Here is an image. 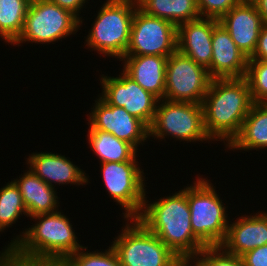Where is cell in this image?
<instances>
[{"instance_id": "6da1fadb", "label": "cell", "mask_w": 267, "mask_h": 266, "mask_svg": "<svg viewBox=\"0 0 267 266\" xmlns=\"http://www.w3.org/2000/svg\"><path fill=\"white\" fill-rule=\"evenodd\" d=\"M69 219L61 210L30 217L35 223L0 251L3 266H60L83 247Z\"/></svg>"}, {"instance_id": "7a4b0ae2", "label": "cell", "mask_w": 267, "mask_h": 266, "mask_svg": "<svg viewBox=\"0 0 267 266\" xmlns=\"http://www.w3.org/2000/svg\"><path fill=\"white\" fill-rule=\"evenodd\" d=\"M171 194L154 201L145 196L137 219L179 258H193L206 246L192 231L188 184Z\"/></svg>"}, {"instance_id": "3957f363", "label": "cell", "mask_w": 267, "mask_h": 266, "mask_svg": "<svg viewBox=\"0 0 267 266\" xmlns=\"http://www.w3.org/2000/svg\"><path fill=\"white\" fill-rule=\"evenodd\" d=\"M254 102L247 79H212L202 102L205 130L227 148L241 131Z\"/></svg>"}, {"instance_id": "277c9868", "label": "cell", "mask_w": 267, "mask_h": 266, "mask_svg": "<svg viewBox=\"0 0 267 266\" xmlns=\"http://www.w3.org/2000/svg\"><path fill=\"white\" fill-rule=\"evenodd\" d=\"M137 0H106L98 9L84 45L99 55L121 60L130 40L132 18Z\"/></svg>"}, {"instance_id": "5b68a950", "label": "cell", "mask_w": 267, "mask_h": 266, "mask_svg": "<svg viewBox=\"0 0 267 266\" xmlns=\"http://www.w3.org/2000/svg\"><path fill=\"white\" fill-rule=\"evenodd\" d=\"M197 175L188 184V203L194 235L206 246H220L225 240L230 218L210 179ZM196 180V181H195Z\"/></svg>"}, {"instance_id": "8992f818", "label": "cell", "mask_w": 267, "mask_h": 266, "mask_svg": "<svg viewBox=\"0 0 267 266\" xmlns=\"http://www.w3.org/2000/svg\"><path fill=\"white\" fill-rule=\"evenodd\" d=\"M124 227L110 244L121 266H175V255L154 233L137 218L125 219ZM127 221V222H126Z\"/></svg>"}, {"instance_id": "52a82bcc", "label": "cell", "mask_w": 267, "mask_h": 266, "mask_svg": "<svg viewBox=\"0 0 267 266\" xmlns=\"http://www.w3.org/2000/svg\"><path fill=\"white\" fill-rule=\"evenodd\" d=\"M80 27V20L68 10L49 0H31L22 31L11 45L55 44L76 34Z\"/></svg>"}, {"instance_id": "ba28073f", "label": "cell", "mask_w": 267, "mask_h": 266, "mask_svg": "<svg viewBox=\"0 0 267 266\" xmlns=\"http://www.w3.org/2000/svg\"><path fill=\"white\" fill-rule=\"evenodd\" d=\"M185 142H213L204 126L202 104L158 100L154 120L149 127V137H165Z\"/></svg>"}, {"instance_id": "9c48e42d", "label": "cell", "mask_w": 267, "mask_h": 266, "mask_svg": "<svg viewBox=\"0 0 267 266\" xmlns=\"http://www.w3.org/2000/svg\"><path fill=\"white\" fill-rule=\"evenodd\" d=\"M139 161L105 162L100 164L102 182L116 205L124 209L123 218H137L143 209L146 177ZM141 168V169H140Z\"/></svg>"}, {"instance_id": "30bf717a", "label": "cell", "mask_w": 267, "mask_h": 266, "mask_svg": "<svg viewBox=\"0 0 267 266\" xmlns=\"http://www.w3.org/2000/svg\"><path fill=\"white\" fill-rule=\"evenodd\" d=\"M211 80L206 67L176 50L167 60L164 99L202 104Z\"/></svg>"}, {"instance_id": "8fae6325", "label": "cell", "mask_w": 267, "mask_h": 266, "mask_svg": "<svg viewBox=\"0 0 267 266\" xmlns=\"http://www.w3.org/2000/svg\"><path fill=\"white\" fill-rule=\"evenodd\" d=\"M177 50V26L147 15L137 8L132 18L130 40L125 55L169 57Z\"/></svg>"}, {"instance_id": "7c38bea8", "label": "cell", "mask_w": 267, "mask_h": 266, "mask_svg": "<svg viewBox=\"0 0 267 266\" xmlns=\"http://www.w3.org/2000/svg\"><path fill=\"white\" fill-rule=\"evenodd\" d=\"M121 72L116 77L108 74L100 76L102 93H99V96L109 105L123 107L129 114L150 127L155 117L158 99L123 70Z\"/></svg>"}, {"instance_id": "4fadbf2b", "label": "cell", "mask_w": 267, "mask_h": 266, "mask_svg": "<svg viewBox=\"0 0 267 266\" xmlns=\"http://www.w3.org/2000/svg\"><path fill=\"white\" fill-rule=\"evenodd\" d=\"M97 97L91 112L87 114L89 129L111 133L137 150L139 145L144 146V142L151 139L149 127L143 121L129 114L123 107L109 105L99 95Z\"/></svg>"}, {"instance_id": "5bb4252c", "label": "cell", "mask_w": 267, "mask_h": 266, "mask_svg": "<svg viewBox=\"0 0 267 266\" xmlns=\"http://www.w3.org/2000/svg\"><path fill=\"white\" fill-rule=\"evenodd\" d=\"M26 159L25 164L29 169L53 188L60 184L86 186L88 182L90 183L89 175L61 153L59 155L55 152L33 151Z\"/></svg>"}, {"instance_id": "9a60e30c", "label": "cell", "mask_w": 267, "mask_h": 266, "mask_svg": "<svg viewBox=\"0 0 267 266\" xmlns=\"http://www.w3.org/2000/svg\"><path fill=\"white\" fill-rule=\"evenodd\" d=\"M219 23L229 32L236 46L250 58L256 50L262 17L252 0H243L233 6Z\"/></svg>"}, {"instance_id": "2e32d148", "label": "cell", "mask_w": 267, "mask_h": 266, "mask_svg": "<svg viewBox=\"0 0 267 266\" xmlns=\"http://www.w3.org/2000/svg\"><path fill=\"white\" fill-rule=\"evenodd\" d=\"M248 57L236 46L229 32L218 23L212 34V60L208 73L212 79L244 78Z\"/></svg>"}, {"instance_id": "e0dca14e", "label": "cell", "mask_w": 267, "mask_h": 266, "mask_svg": "<svg viewBox=\"0 0 267 266\" xmlns=\"http://www.w3.org/2000/svg\"><path fill=\"white\" fill-rule=\"evenodd\" d=\"M267 244V211L241 215L229 222L225 240L220 245L229 254L242 256Z\"/></svg>"}, {"instance_id": "ac0fdd59", "label": "cell", "mask_w": 267, "mask_h": 266, "mask_svg": "<svg viewBox=\"0 0 267 266\" xmlns=\"http://www.w3.org/2000/svg\"><path fill=\"white\" fill-rule=\"evenodd\" d=\"M219 20L200 17L177 26V50L206 67L212 60L213 28Z\"/></svg>"}, {"instance_id": "d6986e66", "label": "cell", "mask_w": 267, "mask_h": 266, "mask_svg": "<svg viewBox=\"0 0 267 266\" xmlns=\"http://www.w3.org/2000/svg\"><path fill=\"white\" fill-rule=\"evenodd\" d=\"M168 57L155 55H125L122 61L123 70L144 90L158 100L164 99L165 75Z\"/></svg>"}, {"instance_id": "ffe728a7", "label": "cell", "mask_w": 267, "mask_h": 266, "mask_svg": "<svg viewBox=\"0 0 267 266\" xmlns=\"http://www.w3.org/2000/svg\"><path fill=\"white\" fill-rule=\"evenodd\" d=\"M19 178L12 180L21 193L28 217L59 211L56 188L46 184L29 167Z\"/></svg>"}, {"instance_id": "44dd1931", "label": "cell", "mask_w": 267, "mask_h": 266, "mask_svg": "<svg viewBox=\"0 0 267 266\" xmlns=\"http://www.w3.org/2000/svg\"><path fill=\"white\" fill-rule=\"evenodd\" d=\"M266 148L267 103H254L243 122L240 133L226 149L227 151L248 152L250 150L262 151Z\"/></svg>"}, {"instance_id": "7402d4cb", "label": "cell", "mask_w": 267, "mask_h": 266, "mask_svg": "<svg viewBox=\"0 0 267 266\" xmlns=\"http://www.w3.org/2000/svg\"><path fill=\"white\" fill-rule=\"evenodd\" d=\"M87 138L89 148L99 158L100 163L138 161L139 151L111 133L88 129Z\"/></svg>"}, {"instance_id": "603a6c76", "label": "cell", "mask_w": 267, "mask_h": 266, "mask_svg": "<svg viewBox=\"0 0 267 266\" xmlns=\"http://www.w3.org/2000/svg\"><path fill=\"white\" fill-rule=\"evenodd\" d=\"M147 15L168 20L176 26L200 18L197 0H137Z\"/></svg>"}, {"instance_id": "cb8c5ba5", "label": "cell", "mask_w": 267, "mask_h": 266, "mask_svg": "<svg viewBox=\"0 0 267 266\" xmlns=\"http://www.w3.org/2000/svg\"><path fill=\"white\" fill-rule=\"evenodd\" d=\"M31 0H0V38L8 45L20 35Z\"/></svg>"}, {"instance_id": "d4e9b609", "label": "cell", "mask_w": 267, "mask_h": 266, "mask_svg": "<svg viewBox=\"0 0 267 266\" xmlns=\"http://www.w3.org/2000/svg\"><path fill=\"white\" fill-rule=\"evenodd\" d=\"M27 216L18 187L11 180L0 188V232L11 228L21 216ZM1 234V233H0Z\"/></svg>"}, {"instance_id": "484cf974", "label": "cell", "mask_w": 267, "mask_h": 266, "mask_svg": "<svg viewBox=\"0 0 267 266\" xmlns=\"http://www.w3.org/2000/svg\"><path fill=\"white\" fill-rule=\"evenodd\" d=\"M87 248L88 246H83L60 266H121L117 253L111 245L105 251L96 249L90 252Z\"/></svg>"}, {"instance_id": "4316f807", "label": "cell", "mask_w": 267, "mask_h": 266, "mask_svg": "<svg viewBox=\"0 0 267 266\" xmlns=\"http://www.w3.org/2000/svg\"><path fill=\"white\" fill-rule=\"evenodd\" d=\"M245 78L254 103H267V61L248 60Z\"/></svg>"}, {"instance_id": "83f0119b", "label": "cell", "mask_w": 267, "mask_h": 266, "mask_svg": "<svg viewBox=\"0 0 267 266\" xmlns=\"http://www.w3.org/2000/svg\"><path fill=\"white\" fill-rule=\"evenodd\" d=\"M193 259L200 266H244L241 256L229 254L221 246L205 247Z\"/></svg>"}, {"instance_id": "f1b7e54d", "label": "cell", "mask_w": 267, "mask_h": 266, "mask_svg": "<svg viewBox=\"0 0 267 266\" xmlns=\"http://www.w3.org/2000/svg\"><path fill=\"white\" fill-rule=\"evenodd\" d=\"M243 0H197L200 16L220 20L233 6Z\"/></svg>"}, {"instance_id": "f546056e", "label": "cell", "mask_w": 267, "mask_h": 266, "mask_svg": "<svg viewBox=\"0 0 267 266\" xmlns=\"http://www.w3.org/2000/svg\"><path fill=\"white\" fill-rule=\"evenodd\" d=\"M241 257L244 266H267V244L250 250Z\"/></svg>"}, {"instance_id": "4dcf8cb0", "label": "cell", "mask_w": 267, "mask_h": 266, "mask_svg": "<svg viewBox=\"0 0 267 266\" xmlns=\"http://www.w3.org/2000/svg\"><path fill=\"white\" fill-rule=\"evenodd\" d=\"M50 2L57 4L62 9L68 10L73 15H75L80 20V26H82L85 21L80 16L82 9L86 7V4H88L90 0H49ZM85 6V7H84Z\"/></svg>"}, {"instance_id": "1f68e13d", "label": "cell", "mask_w": 267, "mask_h": 266, "mask_svg": "<svg viewBox=\"0 0 267 266\" xmlns=\"http://www.w3.org/2000/svg\"><path fill=\"white\" fill-rule=\"evenodd\" d=\"M248 60L267 61V24H263L259 33L256 50Z\"/></svg>"}, {"instance_id": "d6a6232c", "label": "cell", "mask_w": 267, "mask_h": 266, "mask_svg": "<svg viewBox=\"0 0 267 266\" xmlns=\"http://www.w3.org/2000/svg\"><path fill=\"white\" fill-rule=\"evenodd\" d=\"M262 17L263 24H267V0H252Z\"/></svg>"}, {"instance_id": "836d02e7", "label": "cell", "mask_w": 267, "mask_h": 266, "mask_svg": "<svg viewBox=\"0 0 267 266\" xmlns=\"http://www.w3.org/2000/svg\"><path fill=\"white\" fill-rule=\"evenodd\" d=\"M175 266H200L193 258H179Z\"/></svg>"}, {"instance_id": "e575fe53", "label": "cell", "mask_w": 267, "mask_h": 266, "mask_svg": "<svg viewBox=\"0 0 267 266\" xmlns=\"http://www.w3.org/2000/svg\"><path fill=\"white\" fill-rule=\"evenodd\" d=\"M0 266H3L2 257L0 256Z\"/></svg>"}]
</instances>
